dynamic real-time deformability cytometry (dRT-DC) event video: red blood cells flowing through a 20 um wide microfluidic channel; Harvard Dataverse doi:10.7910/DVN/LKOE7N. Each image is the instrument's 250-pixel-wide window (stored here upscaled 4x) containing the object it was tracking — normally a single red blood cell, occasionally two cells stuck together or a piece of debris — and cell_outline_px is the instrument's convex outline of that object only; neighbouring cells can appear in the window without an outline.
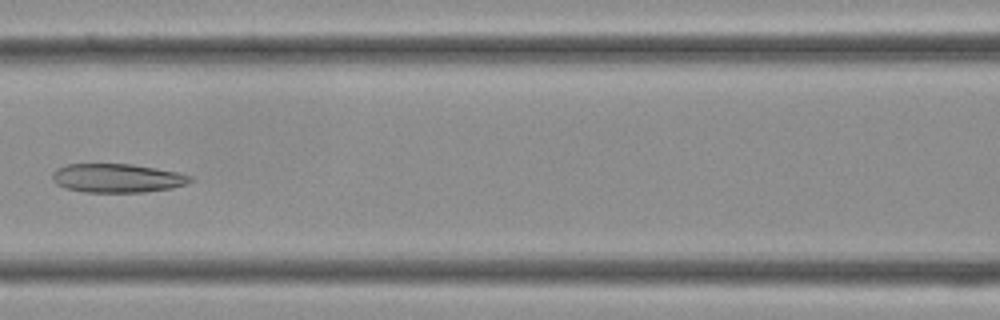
{"species": "Egyptian fruit bat (a non-hibernating species)", "species_latin": "Rousettus aegyptiacus", "temperature_condition": "cold", "stored_images_in_passage": 34, "camera_frame_rate_fps": 3000, "um_per_image_px": 0.085, "frame": {"image": 1, "passage_image": 14, "time_ms": 4.333, "image_size_px": [1000, 320], "cell_outline_px": [[196, 180], [188, 184], [172, 188], [144, 192], [84, 192], [64, 188], [56, 184], [52, 180], [52, 172], [56, 168], [68, 164], [132, 164], [180, 172], [192, 176]], "centroid_in_image_um": [9.99, 15.14], "position_along_channel_um": 156.6, "area_um2": 23.52}}
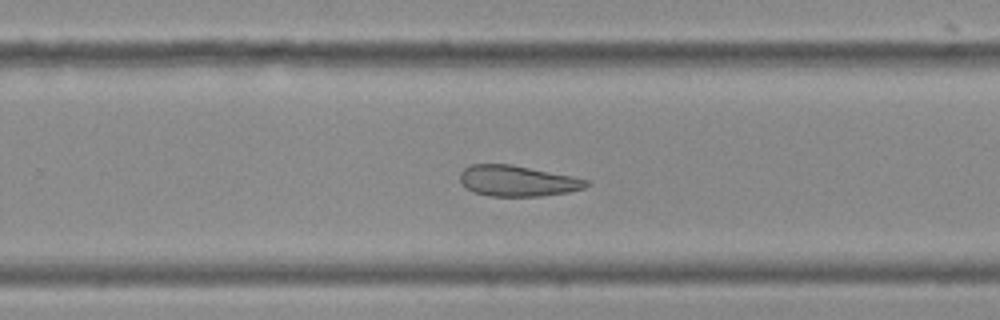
{"frame": {"image": 2, "passage_image": 21, "time_ms": 6.667, "image_size_px": [1000, 320], "cell_outline_px": [[592, 180], [584, 188], [568, 192], [540, 196], [488, 196], [472, 192], [460, 180], [460, 172], [464, 168], [472, 164], [512, 164]], "centroid_in_image_um": [43.99, 15.37], "position_along_channel_um": 285.8, "area_um2": 22.72}}
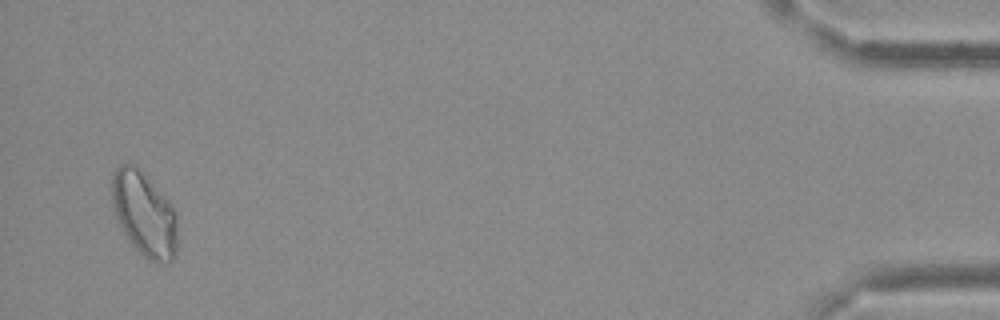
{"frame": {"image": 3, "passage_image": 33, "time_ms": 10.667, "image_size_px": [1000, 320], "cell_outline_px": [[176, 252], [172, 260], [168, 264], [156, 264], [148, 260], [132, 244], [124, 232], [116, 216], [112, 200], [112, 172], [120, 164], [136, 164], [148, 176], [172, 204], [176, 216]], "centroid_in_image_um": [12.27, 18.17], "position_along_channel_um": 422.9, "area_um2": 32.43}}